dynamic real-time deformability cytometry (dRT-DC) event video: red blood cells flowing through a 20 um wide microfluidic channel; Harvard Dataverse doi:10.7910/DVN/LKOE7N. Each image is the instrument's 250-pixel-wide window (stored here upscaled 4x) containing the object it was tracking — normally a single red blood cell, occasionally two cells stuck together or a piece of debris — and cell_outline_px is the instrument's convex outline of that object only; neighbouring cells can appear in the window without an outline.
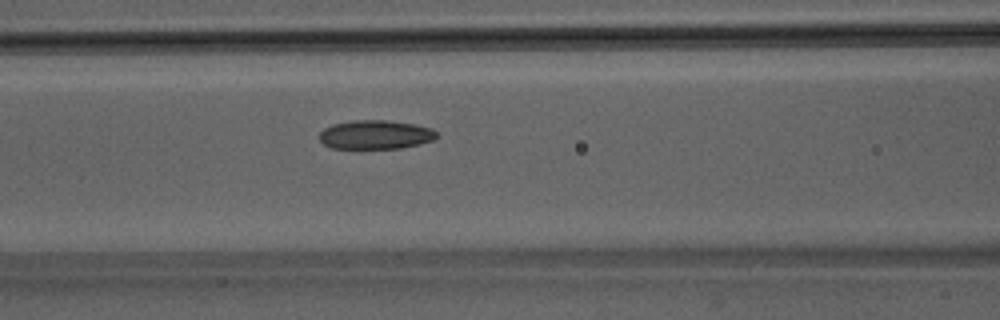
{"species": "Egyptian fruit bat (a non-hibernating species)", "species_latin": "Rousettus aegyptiacus", "temperature_condition": "room temperature", "stored_images_in_passage": 51, "camera_frame_rate_fps": 3000, "um_per_image_px": 0.085, "animal": {"sex": "male"}, "frame": {"image": 1, "passage_image": 22, "time_ms": 7.0, "image_size_px": [1000, 320], "cell_outline_px": [[436, 136], [432, 140], [420, 144], [400, 148], [332, 148], [324, 144], [320, 140], [320, 132], [324, 128], [332, 124], [352, 120], [388, 120], [416, 124], [432, 128], [436, 132]], "centroid_in_image_um": [31.91, 11.43], "position_along_channel_um": 134.7, "area_um2": 19.77}}
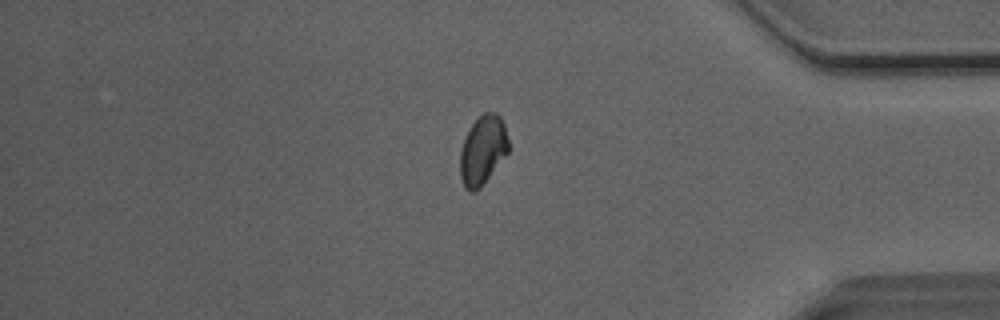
{"frame": {"image": 2, "passage_image": 43, "time_ms": 14.0, "image_size_px": [1000, 320], "cell_outline_px": [[508, 152], [480, 188], [472, 192], [464, 188], [460, 176], [460, 152], [464, 136], [472, 124], [484, 112], [492, 112], [500, 116], [504, 124], [508, 140]], "centroid_in_image_um": [41.01, 12.77], "position_along_channel_um": 394.2, "area_um2": 19.36}}
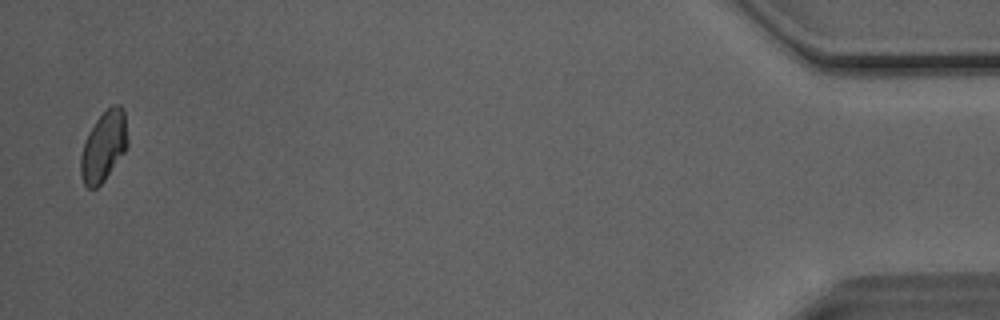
{"frame": {"image": 3, "passage_image": 50, "time_ms": 16.333, "image_size_px": [1000, 320], "cell_outline_px": [[128, 144], [124, 152], [104, 180], [96, 188], [88, 188], [84, 184], [80, 172], [80, 156], [88, 132], [96, 120], [112, 104], [120, 104], [124, 108], [128, 140]], "centroid_in_image_um": [8.82, 12.41], "position_along_channel_um": 426.4, "area_um2": 19.07}, "authors_computed_cell_mechanics": {"area_um2": 20.0566, "velocity_mm_per_s": 4.0798, "shape_relaxation_time_tau1_ms": null, "shape_relaxation_time_tau2_ms": 4.0012, "deformation_change_tau1": null, "deformation_change_tau2": 0.0884}}